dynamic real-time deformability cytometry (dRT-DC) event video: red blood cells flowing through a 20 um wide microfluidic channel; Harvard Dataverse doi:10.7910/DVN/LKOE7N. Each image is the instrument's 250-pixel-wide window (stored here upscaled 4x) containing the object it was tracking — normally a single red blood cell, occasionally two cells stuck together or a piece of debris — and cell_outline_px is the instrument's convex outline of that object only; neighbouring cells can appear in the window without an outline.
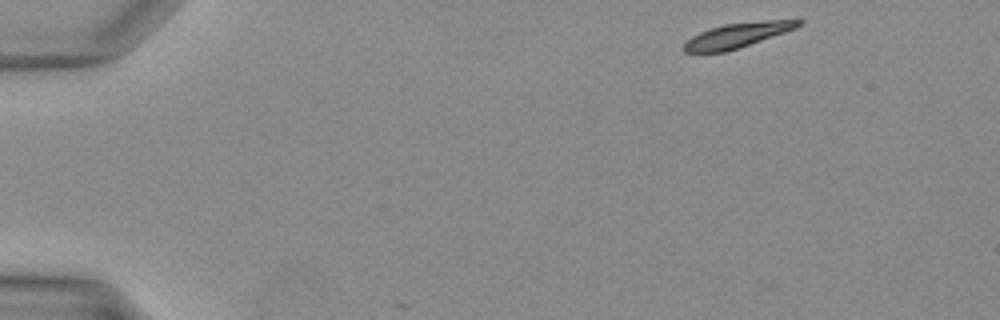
{"species": "Egyptian fruit bat (a non-hibernating species)", "species_latin": "Rousettus aegyptiacus", "temperature_condition": "warm", "stored_images_in_passage": 3, "camera_frame_rate_fps": 3000, "um_per_image_px": 0.085, "animal": {"sex": "female"}, "frame": {"image": 1, "passage_image": 1, "time_ms": 0.0, "image_size_px": [1000, 320], "cell_outline_px": [[804, 24], [796, 28], [724, 52], [684, 52], [684, 44], [692, 36], [700, 32], [724, 24], [764, 20], [804, 20]], "centroid_in_image_um": [62.69, 2.98], "position_along_channel_um": 22.3, "area_um2": 16.07}}